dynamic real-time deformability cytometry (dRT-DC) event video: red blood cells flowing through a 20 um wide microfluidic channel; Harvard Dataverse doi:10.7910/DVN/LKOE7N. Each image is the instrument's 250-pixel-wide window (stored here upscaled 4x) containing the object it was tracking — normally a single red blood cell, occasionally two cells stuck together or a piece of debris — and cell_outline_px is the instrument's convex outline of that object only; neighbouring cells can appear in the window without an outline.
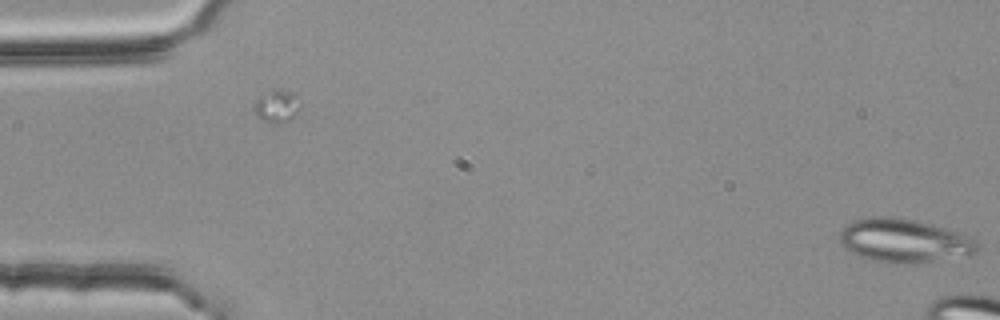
{"species": "common noctule bat (a hibernating species)", "species_latin": "Nyctalus noctula", "temperature_condition": "room temperature", "stored_images_in_passage": 6, "camera_frame_rate_fps": 3000, "um_per_image_px": 0.085, "animal": {"sex": "female", "body_mass_g": 25.1}, "frame": {"image": 1, "passage_image": 6, "time_ms": 1.667, "image_size_px": [1000, 320], "cell_outline_px": [[980, 248], [976, 252], [968, 256], [924, 264], [884, 264], [868, 260], [856, 256], [844, 248], [840, 240], [840, 232], [848, 224], [856, 220], [868, 216], [892, 216], [916, 220], [964, 232], [976, 240]], "centroid_in_image_um": [76.91, 20.49], "position_along_channel_um": 8.1, "area_um2": 36.36}}